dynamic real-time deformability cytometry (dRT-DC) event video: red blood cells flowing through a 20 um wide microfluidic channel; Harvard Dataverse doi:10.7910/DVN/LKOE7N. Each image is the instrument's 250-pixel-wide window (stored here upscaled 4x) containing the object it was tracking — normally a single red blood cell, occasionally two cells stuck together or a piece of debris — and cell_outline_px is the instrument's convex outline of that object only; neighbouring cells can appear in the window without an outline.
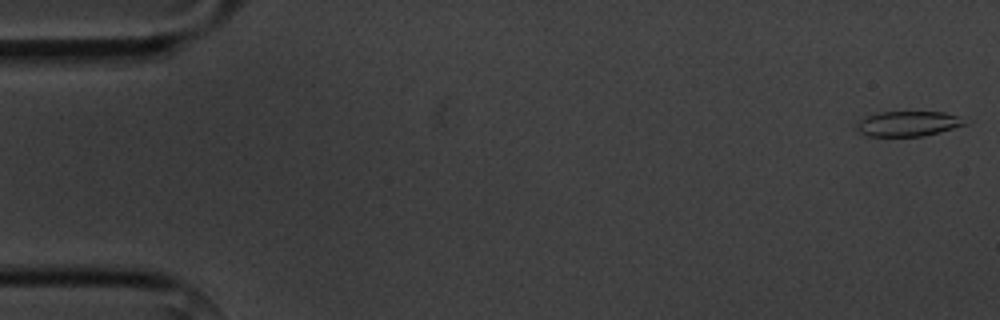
{"species": "common noctule bat (a hibernating species)", "species_latin": "Nyctalus noctula", "temperature_condition": "cold", "stored_images_in_passage": 5, "camera_frame_rate_fps": 3000, "um_per_image_px": 0.085, "animal": {"sex": "male", "body_mass_g": 20.1, "forearm_length_mm": 53.5}, "frame": {"image": 1, "passage_image": 1, "time_ms": 0.0, "image_size_px": [1000, 320], "cell_outline_px": [[968, 124], [920, 136], [868, 136], [860, 132], [856, 128], [860, 120], [868, 116], [880, 112], [944, 112], [956, 116]], "centroid_in_image_um": [77.14, 10.51], "position_along_channel_um": 7.9, "area_um2": 15.32}}
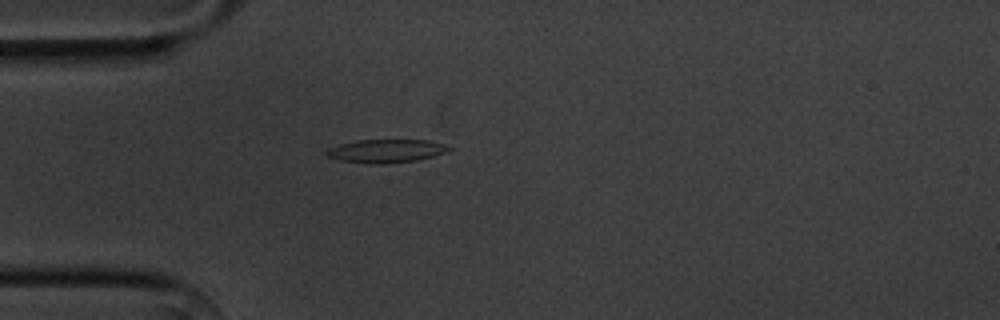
{"frame": {"image": 2, "passage_image": 5, "time_ms": 4.667, "image_size_px": [1000, 320], "cell_outline_px": [[456, 148], [432, 156], [416, 160], [384, 164], [368, 164], [340, 160], [328, 156], [324, 152], [328, 148], [340, 144], [356, 140], [428, 140], [444, 144]], "centroid_in_image_um": [32.81, 12.83], "position_along_channel_um": 52.2, "area_um2": 16.65}}